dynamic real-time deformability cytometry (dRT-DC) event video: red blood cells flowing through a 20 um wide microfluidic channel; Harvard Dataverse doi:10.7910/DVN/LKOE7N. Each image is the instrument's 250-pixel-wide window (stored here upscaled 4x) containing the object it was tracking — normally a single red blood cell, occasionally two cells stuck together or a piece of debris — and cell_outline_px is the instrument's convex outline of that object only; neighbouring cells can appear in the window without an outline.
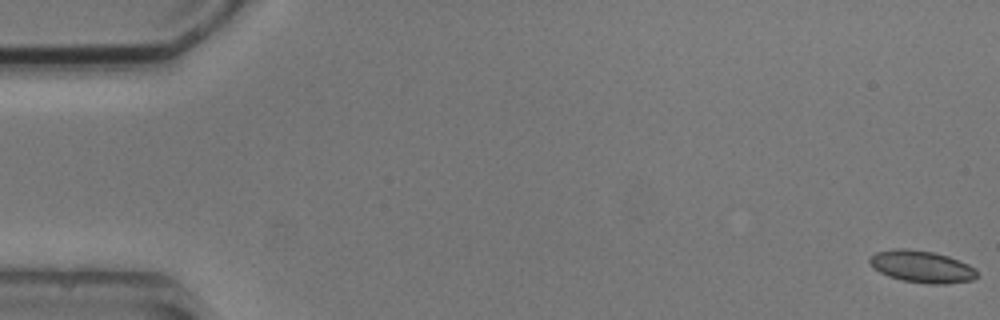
{"species": "common noctule bat (a hibernating species)", "species_latin": "Nyctalus noctula", "temperature_condition": "cold", "stored_images_in_passage": 4, "camera_frame_rate_fps": 3000, "um_per_image_px": 0.085, "animal": {"sex": "male", "body_mass_g": 20.5, "forearm_length_mm": 52.5}, "frame": {"image": 1, "passage_image": 1, "time_ms": 0.0, "image_size_px": [1000, 320], "cell_outline_px": [[976, 276], [972, 280], [944, 284], [928, 284], [900, 280], [888, 276], [880, 272], [868, 260], [876, 252], [896, 248], [904, 248], [932, 252], [948, 256], [968, 264], [976, 268]], "centroid_in_image_um": [78.36, 22.67], "position_along_channel_um": 6.6, "area_um2": 19.83}}